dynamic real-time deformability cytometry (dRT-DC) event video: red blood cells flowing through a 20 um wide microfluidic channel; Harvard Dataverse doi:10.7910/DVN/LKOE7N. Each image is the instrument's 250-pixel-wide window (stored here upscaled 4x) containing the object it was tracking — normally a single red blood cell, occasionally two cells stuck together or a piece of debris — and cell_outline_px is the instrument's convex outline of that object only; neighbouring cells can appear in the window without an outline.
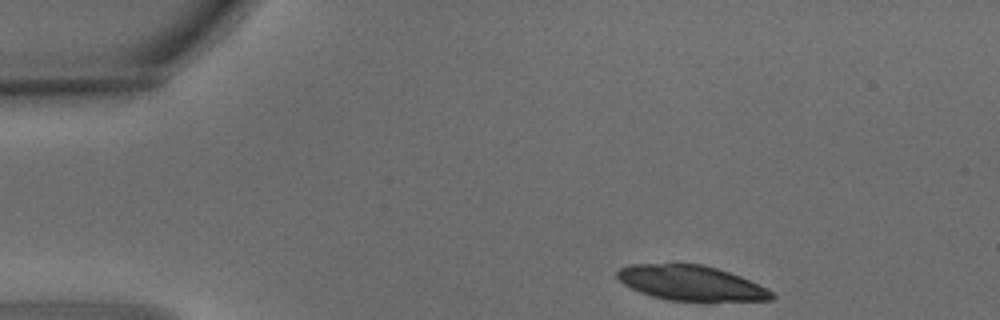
{"species": "common noctule bat (a hibernating species)", "species_latin": "Nyctalus noctula", "temperature_condition": "warm", "stored_images_in_passage": 3, "camera_frame_rate_fps": 3000, "um_per_image_px": 0.085, "animal": {"sex": "male", "body_mass_g": 15.6}, "frame": {"image": 1, "passage_image": 1, "time_ms": 0.0, "image_size_px": [1000, 320], "cell_outline_px": [[776, 296], [772, 300], [708, 304], [668, 300], [652, 296], [640, 292], [624, 284], [616, 276], [616, 272], [620, 268], [632, 264], [704, 264], [740, 276], [768, 288]], "centroid_in_image_um": [58.83, 24.12], "position_along_channel_um": 26.2, "area_um2": 32.6}}